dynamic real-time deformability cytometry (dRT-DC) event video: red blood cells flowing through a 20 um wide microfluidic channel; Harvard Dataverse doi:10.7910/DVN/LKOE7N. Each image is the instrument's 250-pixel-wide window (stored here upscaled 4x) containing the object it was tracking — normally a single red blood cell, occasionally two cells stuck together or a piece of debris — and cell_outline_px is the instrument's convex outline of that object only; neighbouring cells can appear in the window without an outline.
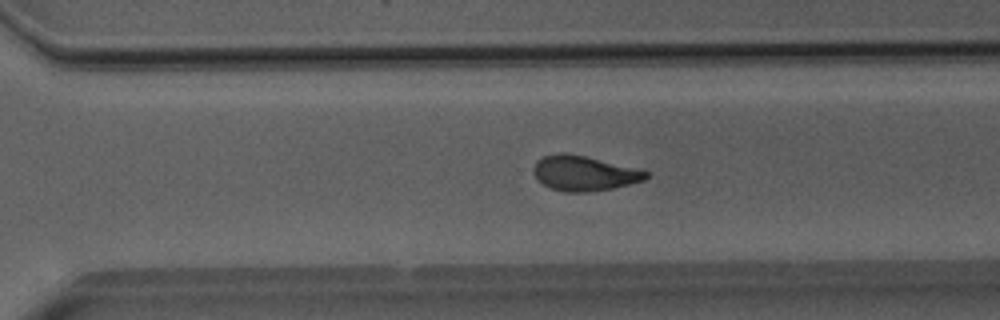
{"species": "Egyptian fruit bat (a non-hibernating species)", "species_latin": "Rousettus aegyptiacus", "temperature_condition": "room temperature", "stored_images_in_passage": 43, "camera_frame_rate_fps": 3000, "um_per_image_px": 0.085, "animal": {"sex": "male"}, "frame": {"image": 1, "passage_image": 31, "time_ms": 10.0, "image_size_px": [1000, 320], "cell_outline_px": [[648, 176], [644, 180], [612, 188], [588, 192], [564, 192], [552, 188], [536, 180], [532, 172], [532, 168], [536, 160], [544, 156], [560, 152], [568, 152], [648, 172]], "centroid_in_image_um": [49.54, 14.73], "position_along_channel_um": 321.1, "area_um2": 22.66}}
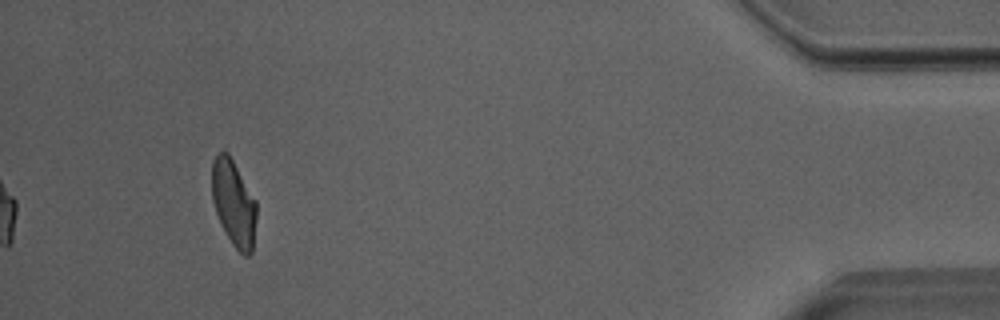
{"frame": {"image": 2, "passage_image": 43, "time_ms": 14.0, "image_size_px": [1000, 320], "cell_outline_px": [[256, 220], [252, 252], [248, 256], [244, 256], [232, 244], [216, 212], [212, 200], [212, 160], [224, 148], [228, 152], [256, 200]], "centroid_in_image_um": [19.87, 17.23], "position_along_channel_um": 415.3, "area_um2": 22.25}, "authors_computed_cell_mechanics": {"area_um2": 23.4668, "velocity_mm_per_s": 4.0193, "shape_relaxation_time_tau1_ms": 9.6666, "shape_relaxation_time_tau2_ms": 1.7607, "deformation_change_tau1": 0.2419, "deformation_change_tau2": 0.0817}}